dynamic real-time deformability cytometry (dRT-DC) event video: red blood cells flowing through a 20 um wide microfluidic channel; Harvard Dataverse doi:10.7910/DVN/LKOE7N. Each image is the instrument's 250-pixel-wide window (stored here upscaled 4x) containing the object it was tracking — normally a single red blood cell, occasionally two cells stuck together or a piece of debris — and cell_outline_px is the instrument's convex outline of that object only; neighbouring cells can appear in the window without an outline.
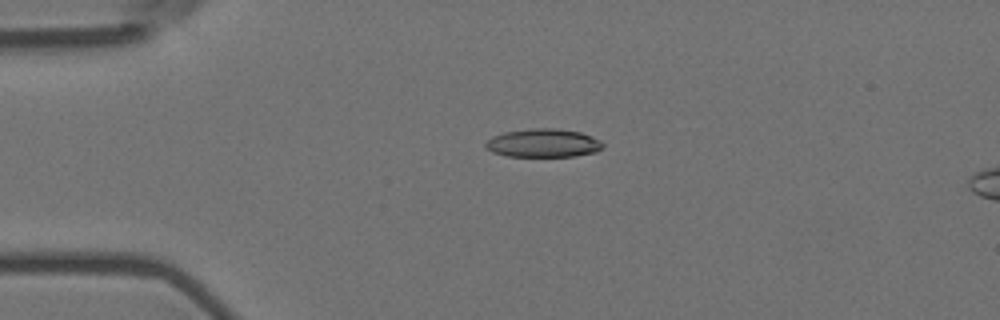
{"species": "Egyptian fruit bat (a non-hibernating species)", "species_latin": "Rousettus aegyptiacus", "temperature_condition": "room temperature", "stored_images_in_passage": 5, "camera_frame_rate_fps": 3000, "um_per_image_px": 0.085, "animal": {"sex": "female"}, "frame": {"image": 1, "passage_image": 3, "time_ms": 0.667, "image_size_px": [1000, 320], "cell_outline_px": [[604, 144], [596, 152], [572, 156], [508, 156], [492, 152], [484, 148], [484, 144], [492, 136], [504, 132], [532, 128], [556, 128], [580, 132], [592, 136], [600, 140]], "centroid_in_image_um": [46.15, 12.15], "position_along_channel_um": 38.9, "area_um2": 19.42}}